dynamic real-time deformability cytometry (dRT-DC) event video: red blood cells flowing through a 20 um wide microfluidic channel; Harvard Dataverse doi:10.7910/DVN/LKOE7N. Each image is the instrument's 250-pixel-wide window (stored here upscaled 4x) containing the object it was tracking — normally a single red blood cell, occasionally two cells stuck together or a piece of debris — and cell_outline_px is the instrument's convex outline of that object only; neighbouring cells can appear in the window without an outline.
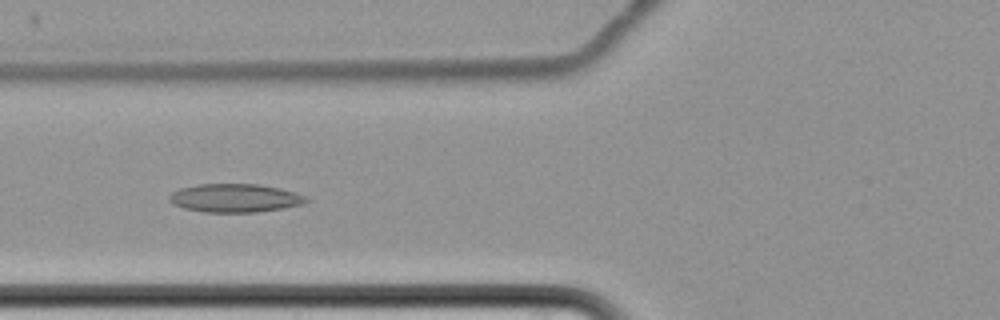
{"species": "common noctule bat (a hibernating species)", "species_latin": "Nyctalus noctula", "temperature_condition": "cold", "stored_images_in_passage": 8, "camera_frame_rate_fps": 3000, "um_per_image_px": 0.085, "animal": {"sex": "female", "body_mass_g": 22.7, "forearm_length_mm": 54.2}, "frame": {"image": 1, "passage_image": 7, "time_ms": 7.333, "image_size_px": [1000, 320], "cell_outline_px": [[308, 200], [304, 204], [284, 208], [256, 212], [204, 212], [184, 208], [172, 204], [168, 200], [168, 196], [172, 192], [180, 188], [196, 184], [260, 184], [280, 188], [296, 192], [308, 196]], "centroid_in_image_um": [19.98, 16.83], "position_along_channel_um": 105.8, "area_um2": 22.95}}
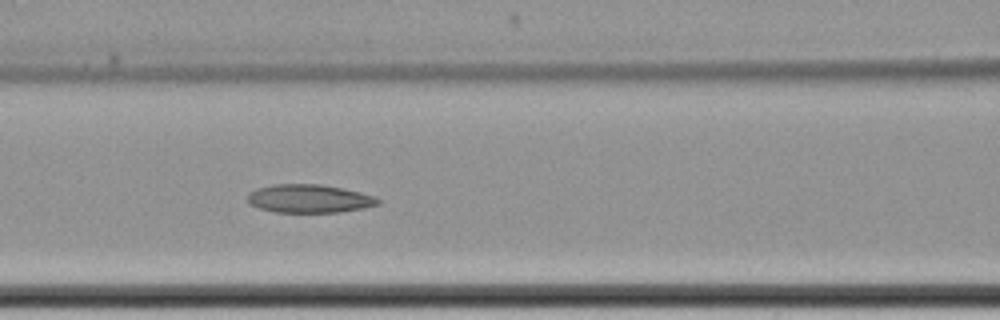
{"frame": {"image": 2, "passage_image": 8, "time_ms": 8.333, "image_size_px": [1000, 320], "cell_outline_px": [[380, 204], [364, 208], [340, 212], [276, 212], [260, 208], [248, 204], [248, 196], [256, 188], [272, 184], [320, 184], [360, 192], [372, 196], [380, 200]], "centroid_in_image_um": [26.27, 16.88], "position_along_channel_um": 140.3, "area_um2": 21.39}}